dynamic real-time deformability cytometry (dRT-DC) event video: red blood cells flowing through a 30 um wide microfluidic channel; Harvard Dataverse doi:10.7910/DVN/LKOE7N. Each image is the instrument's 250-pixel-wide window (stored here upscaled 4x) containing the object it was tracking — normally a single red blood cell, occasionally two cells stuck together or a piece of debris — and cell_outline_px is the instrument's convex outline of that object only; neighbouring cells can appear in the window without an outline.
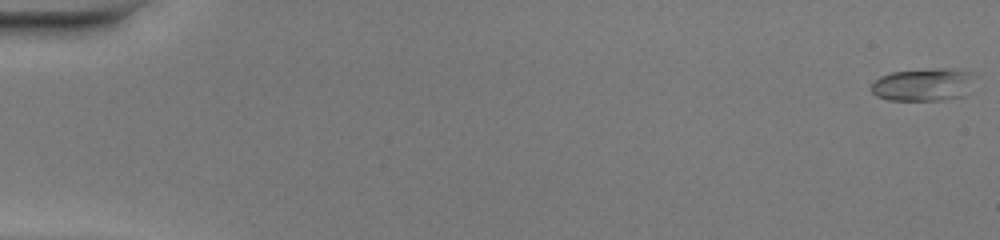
{"species": "common noctule bat (a hibernating species)", "species_latin": "Nyctalus noctula", "temperature_condition": "warm", "stored_images_in_passage": 51, "camera_frame_rate_fps": 3000, "um_per_image_px": 0.085, "animal": {"sex": "female", "body_mass_g": 20.0, "forearm_length_mm": 54.0}, "frame": {"image": 1, "passage_image": 1, "time_ms": 0.0, "image_size_px": [1000, 240], "cell_outline_px": [[976, 76], [964, 96], [944, 100], [888, 100], [876, 96], [872, 92], [872, 84], [880, 76], [892, 72], [932, 68], [944, 68], [972, 72]], "centroid_in_image_um": [78.49, 7.19], "position_along_channel_um": 6.5, "area_um2": 19.83}}
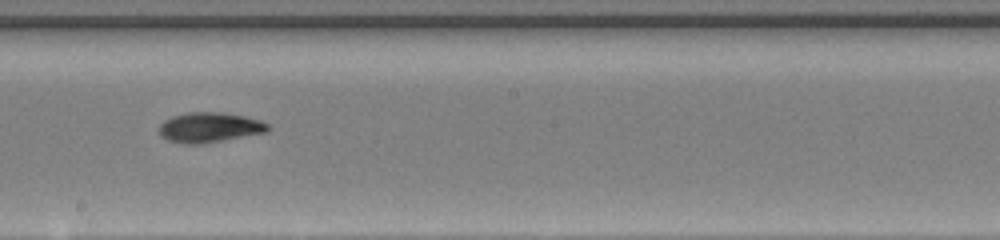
{"frame": {"image": 2, "passage_image": 30, "time_ms": 9.667, "image_size_px": [1000, 240], "cell_outline_px": [[272, 128], [268, 132], [200, 144], [184, 144], [168, 140], [160, 136], [160, 124], [164, 120], [172, 116], [188, 112], [224, 112], [244, 116], [260, 120], [268, 124]], "centroid_in_image_um": [17.82, 10.82], "position_along_channel_um": 230.4, "area_um2": 19.13}}
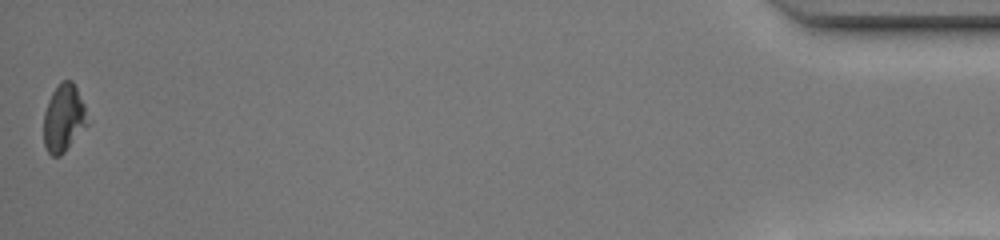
{"frame": {"image": 3, "passage_image": 51, "time_ms": 16.667, "image_size_px": [1000, 240], "cell_outline_px": [[92, 120], [64, 152], [60, 156], [52, 156], [48, 152], [44, 144], [44, 112], [48, 100], [52, 92], [60, 80], [72, 80]], "centroid_in_image_um": [5.44, 10.02], "position_along_channel_um": 429.8, "area_um2": 17.51}, "authors_computed_cell_mechanics": {"area_um2": 18.7272, "velocity_mm_per_s": 4.1285, "shape_relaxation_time_tau1_ms": 5.2139, "shape_relaxation_time_tau2_ms": 2.5436, "deformation_change_tau1": 0.2035, "deformation_change_tau2": 0.0663}}